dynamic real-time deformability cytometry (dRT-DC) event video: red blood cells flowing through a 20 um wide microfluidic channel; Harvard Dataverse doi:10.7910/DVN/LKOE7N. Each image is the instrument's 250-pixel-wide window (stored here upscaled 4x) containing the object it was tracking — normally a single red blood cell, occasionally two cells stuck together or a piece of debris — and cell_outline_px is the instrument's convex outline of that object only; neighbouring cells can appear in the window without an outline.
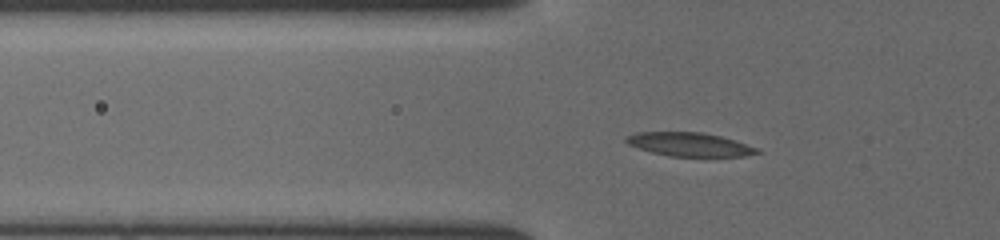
{"species": "common noctule bat (a hibernating species)", "species_latin": "Nyctalus noctula", "temperature_condition": "cold", "stored_images_in_passage": 46, "camera_frame_rate_fps": 3000, "um_per_image_px": 0.085, "animal": {"sex": "female", "body_mass_g": 19.5, "forearm_length_mm": 54.1}, "frame": {"image": 1, "passage_image": 13, "time_ms": 4.0, "image_size_px": [1000, 240], "cell_outline_px": [[760, 152], [744, 156], [668, 156], [652, 152], [628, 144], [624, 140], [624, 136], [636, 132], [704, 132], [720, 136], [760, 148]], "centroid_in_image_um": [58.59, 12.26], "position_along_channel_um": 67.2, "area_um2": 18.03}}
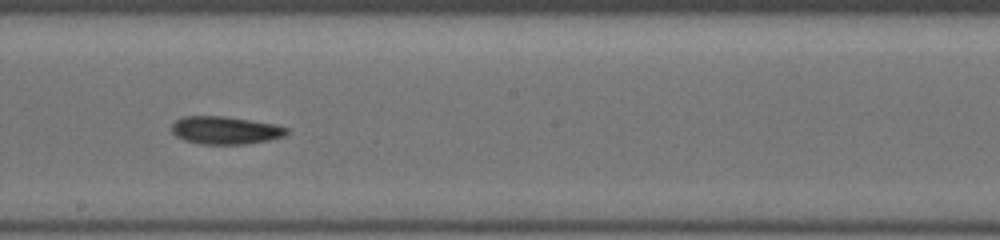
{"frame": {"image": 2, "passage_image": 25, "time_ms": 8.0, "image_size_px": [1000, 240], "cell_outline_px": [[288, 132], [284, 136], [268, 140], [244, 144], [200, 144], [184, 140], [176, 136], [172, 132], [172, 124], [176, 120], [184, 116], [224, 116], [272, 124], [288, 128]], "centroid_in_image_um": [19.11, 11.08], "position_along_channel_um": 229.1, "area_um2": 18.44}}
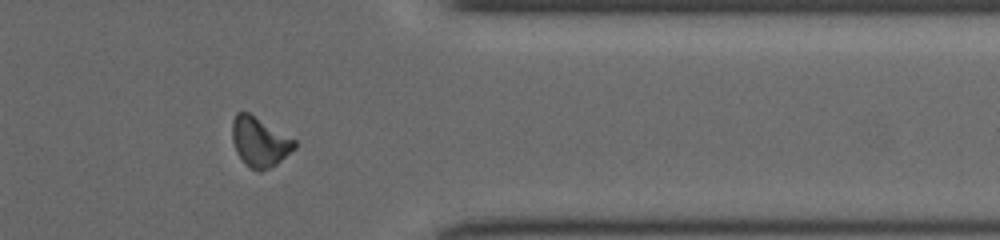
{"frame": {"image": 3, "passage_image": 37, "time_ms": 12.0, "image_size_px": [1000, 240], "cell_outline_px": [[296, 148], [276, 164], [260, 172], [256, 172], [248, 168], [244, 164], [236, 152], [232, 140], [232, 120], [236, 112], [248, 112], [296, 140]], "centroid_in_image_um": [22.04, 12.08], "position_along_channel_um": 389.4, "area_um2": 18.15}}